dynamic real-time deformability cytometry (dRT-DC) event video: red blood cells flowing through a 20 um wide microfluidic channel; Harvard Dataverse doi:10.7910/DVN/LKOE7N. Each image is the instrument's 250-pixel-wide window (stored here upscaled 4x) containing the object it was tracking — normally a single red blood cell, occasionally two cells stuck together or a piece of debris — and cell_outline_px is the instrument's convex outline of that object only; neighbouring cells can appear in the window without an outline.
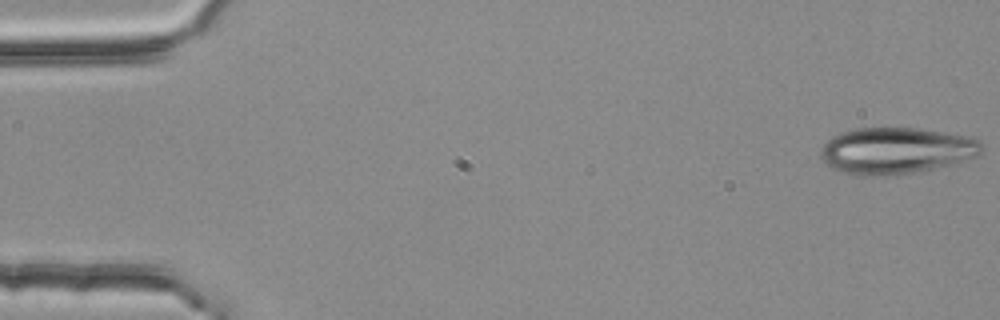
{"species": "common noctule bat (a hibernating species)", "species_latin": "Nyctalus noctula", "temperature_condition": "room temperature", "stored_images_in_passage": 4, "camera_frame_rate_fps": 3000, "um_per_image_px": 0.085, "animal": {"sex": "female", "body_mass_g": 25.1}, "frame": {"image": 1, "passage_image": 1, "time_ms": 0.0, "image_size_px": [1000, 320], "cell_outline_px": [[984, 148], [976, 156], [948, 164], [916, 172], [896, 176], [860, 176], [844, 172], [832, 168], [820, 156], [820, 148], [832, 136], [856, 128], [920, 128], [968, 136], [984, 144]], "centroid_in_image_um": [76.15, 12.81], "position_along_channel_um": 8.9, "area_um2": 43.47}}